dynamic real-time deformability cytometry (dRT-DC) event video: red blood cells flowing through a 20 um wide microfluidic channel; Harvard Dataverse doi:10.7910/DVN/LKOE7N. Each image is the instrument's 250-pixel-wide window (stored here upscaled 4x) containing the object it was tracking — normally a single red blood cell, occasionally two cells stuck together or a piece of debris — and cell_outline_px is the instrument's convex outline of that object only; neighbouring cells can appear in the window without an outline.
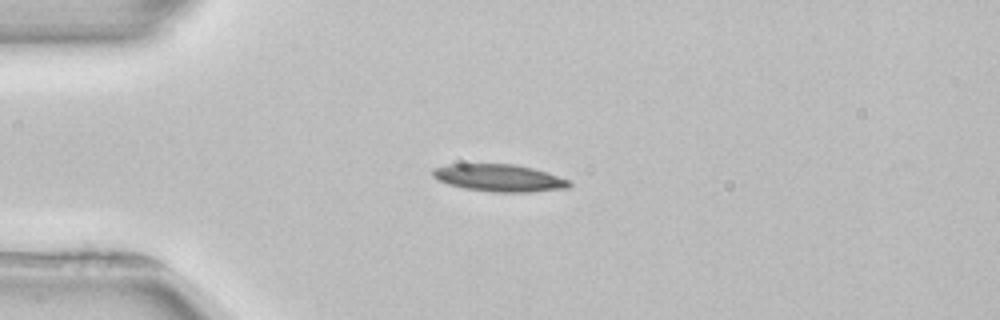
{"species": "common noctule bat (a hibernating species)", "species_latin": "Nyctalus noctula", "temperature_condition": "room temperature", "stored_images_in_passage": 2, "camera_frame_rate_fps": 3000, "um_per_image_px": 0.085, "animal": {"sex": "female", "body_mass_g": 22.7, "forearm_length_mm": 54.2}, "frame": {"image": 1, "passage_image": 1, "time_ms": 0.0, "image_size_px": [1000, 320], "cell_outline_px": [[572, 184], [568, 188], [528, 192], [492, 192], [464, 188], [448, 184], [432, 176], [432, 168], [448, 164], [516, 164], [532, 168], [572, 180]], "centroid_in_image_um": [42.44, 15.12], "position_along_channel_um": 42.6, "area_um2": 21.73}}